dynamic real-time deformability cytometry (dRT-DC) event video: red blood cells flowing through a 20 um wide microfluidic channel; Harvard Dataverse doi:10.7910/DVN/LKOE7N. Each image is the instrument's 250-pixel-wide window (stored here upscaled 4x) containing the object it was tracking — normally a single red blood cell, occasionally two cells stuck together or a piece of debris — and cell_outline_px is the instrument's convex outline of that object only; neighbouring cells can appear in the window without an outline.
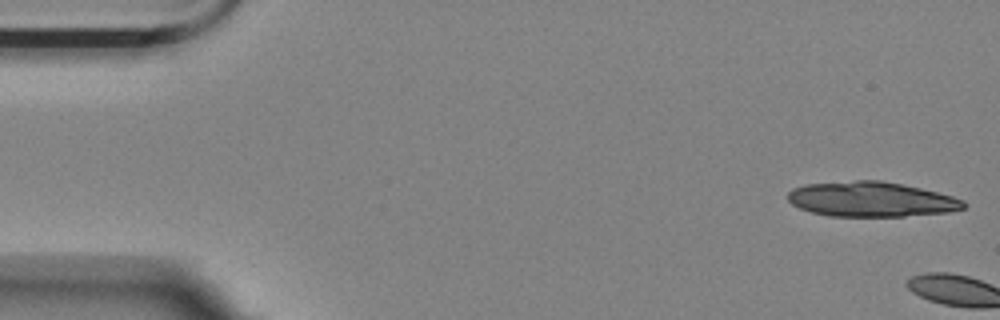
{"species": "Egyptian fruit bat (a non-hibernating species)", "species_latin": "Rousettus aegyptiacus", "temperature_condition": "room temperature", "stored_images_in_passage": 3, "camera_frame_rate_fps": 3000, "um_per_image_px": 0.085, "animal": {"sex": "female"}, "frame": {"image": 1, "passage_image": 1, "time_ms": 0.0, "image_size_px": [1000, 320], "cell_outline_px": [[968, 204], [964, 208], [948, 212], [904, 216], [828, 216], [812, 212], [800, 208], [792, 204], [788, 200], [788, 192], [792, 188], [804, 184], [856, 180], [880, 180], [904, 184], [952, 196], [964, 200]], "centroid_in_image_um": [74.04, 16.93], "position_along_channel_um": 11.0, "area_um2": 35.89}}